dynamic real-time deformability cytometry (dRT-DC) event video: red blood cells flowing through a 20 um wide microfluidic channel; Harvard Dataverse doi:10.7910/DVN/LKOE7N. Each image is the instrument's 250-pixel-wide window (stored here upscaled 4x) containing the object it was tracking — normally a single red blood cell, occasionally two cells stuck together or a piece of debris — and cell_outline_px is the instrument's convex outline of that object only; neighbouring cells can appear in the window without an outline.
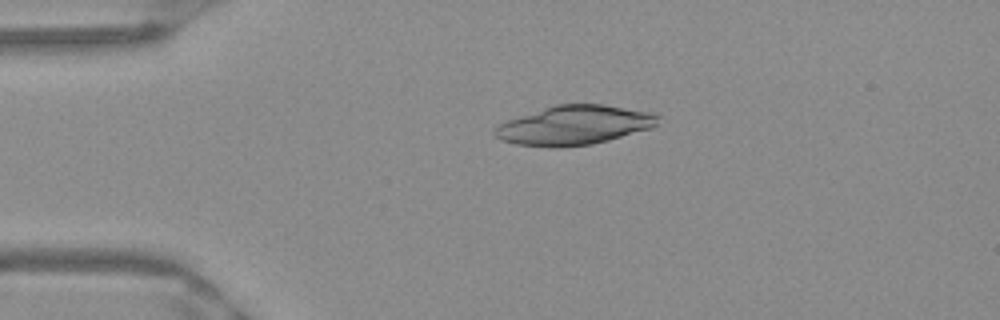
{"species": "Egyptian fruit bat (a non-hibernating species)", "species_latin": "Rousettus aegyptiacus", "temperature_condition": "warm", "stored_images_in_passage": 40, "camera_frame_rate_fps": 3000, "um_per_image_px": 0.085, "frame": {"image": 1, "passage_image": 1, "time_ms": 0.0, "image_size_px": [1000, 320], "cell_outline_px": [[660, 116], [656, 124], [652, 128], [608, 140], [592, 144], [560, 148], [552, 148], [516, 144], [500, 140], [492, 132], [500, 124], [508, 120], [556, 104], [604, 104], [648, 112]], "centroid_in_image_um": [48.8, 10.66], "position_along_channel_um": 36.2, "area_um2": 37.11}}